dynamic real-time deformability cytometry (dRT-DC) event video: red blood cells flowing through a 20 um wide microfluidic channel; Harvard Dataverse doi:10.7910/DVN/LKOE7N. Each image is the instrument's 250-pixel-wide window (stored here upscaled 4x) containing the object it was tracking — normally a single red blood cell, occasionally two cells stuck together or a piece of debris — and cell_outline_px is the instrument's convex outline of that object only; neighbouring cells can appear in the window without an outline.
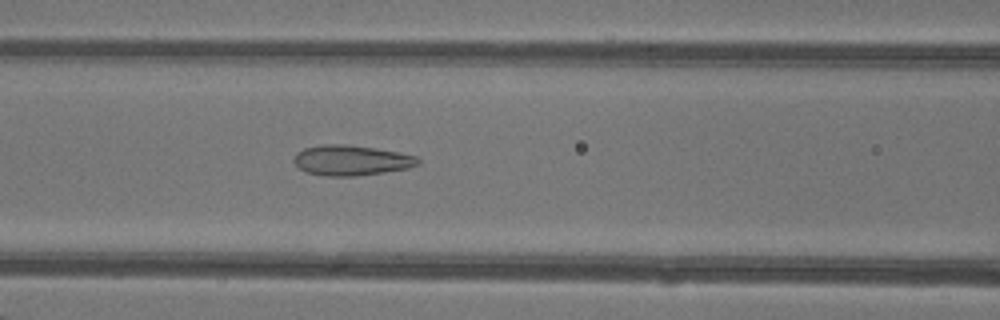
{"species": "common noctule bat (a hibernating species)", "species_latin": "Nyctalus noctula", "temperature_condition": "warm", "stored_images_in_passage": 48, "camera_frame_rate_fps": 3000, "um_per_image_px": 0.085, "animal": {"sex": "female"}, "frame": {"image": 1, "passage_image": 21, "time_ms": 6.667, "image_size_px": [1000, 320], "cell_outline_px": [[420, 164], [408, 168], [384, 172], [356, 176], [324, 176], [304, 172], [292, 160], [296, 152], [304, 148], [320, 144], [348, 144], [376, 148], [400, 152], [416, 156], [420, 160]], "centroid_in_image_um": [29.84, 13.62], "position_along_channel_um": 136.8, "area_um2": 22.2}}
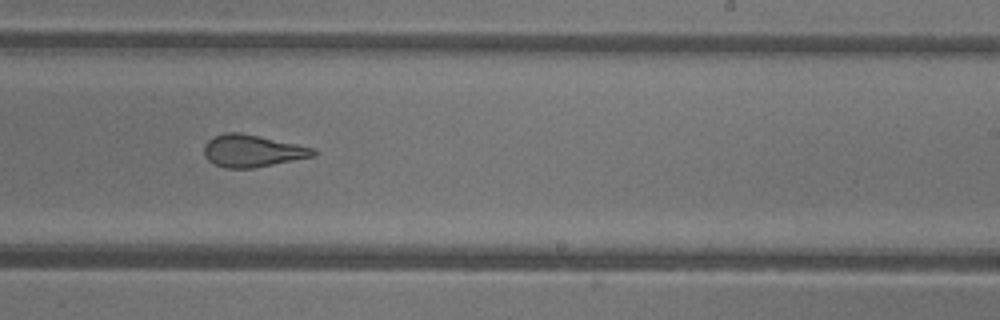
{"frame": {"image": 2, "passage_image": 30, "time_ms": 9.667, "image_size_px": [1000, 320], "cell_outline_px": [[316, 156], [252, 168], [224, 168], [208, 160], [204, 156], [204, 144], [208, 140], [224, 132], [240, 132], [260, 136], [296, 144], [312, 148], [316, 152]], "centroid_in_image_um": [21.42, 12.82], "position_along_channel_um": 267.6, "area_um2": 20.35}}
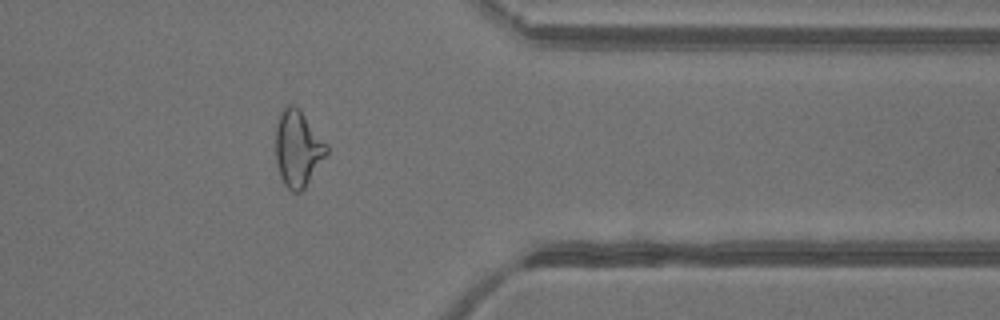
{"frame": {"image": 3, "passage_image": 39, "time_ms": 12.667, "image_size_px": [1000, 320], "cell_outline_px": [[328, 152], [304, 188], [300, 192], [292, 192], [284, 184], [280, 176], [276, 160], [276, 124], [280, 112], [288, 104], [292, 104], [300, 108], [328, 144]], "centroid_in_image_um": [25.32, 12.59], "position_along_channel_um": 386.1, "area_um2": 22.72}, "authors_computed_cell_mechanics": {"area_um2": 24.1893, "velocity_mm_per_s": 4.369, "shape_relaxation_time_tau1_ms": null, "shape_relaxation_time_tau2_ms": 1.1263, "deformation_change_tau1": null, "deformation_change_tau2": 0.1055}}